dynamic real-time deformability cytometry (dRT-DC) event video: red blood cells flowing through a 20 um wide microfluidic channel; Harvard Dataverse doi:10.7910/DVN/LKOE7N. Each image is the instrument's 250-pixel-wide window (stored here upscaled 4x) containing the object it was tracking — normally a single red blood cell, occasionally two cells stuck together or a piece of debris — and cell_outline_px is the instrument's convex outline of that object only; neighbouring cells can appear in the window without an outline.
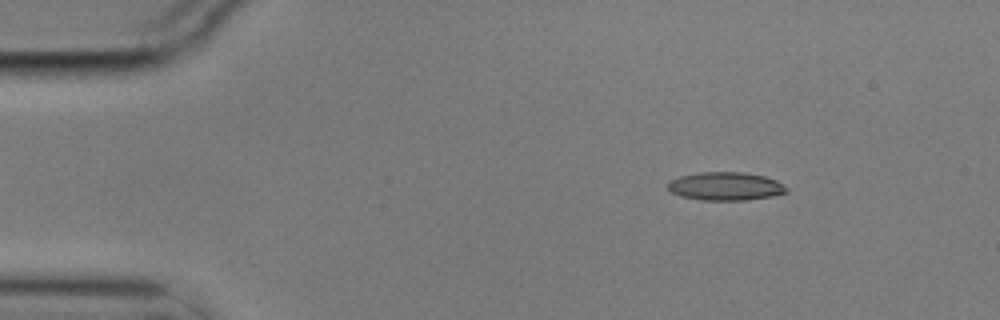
{"species": "common noctule bat (a hibernating species)", "species_latin": "Nyctalus noctula", "temperature_condition": "cold", "stored_images_in_passage": 8, "camera_frame_rate_fps": 3000, "um_per_image_px": 0.085, "animal": {"sex": "male", "body_mass_g": 17.9}, "frame": {"image": 1, "passage_image": 2, "time_ms": 0.333, "image_size_px": [1000, 320], "cell_outline_px": [[788, 192], [772, 196], [744, 200], [700, 200], [680, 196], [672, 192], [668, 188], [668, 184], [672, 180], [680, 176], [700, 172], [744, 172], [764, 176], [776, 180], [788, 188]], "centroid_in_image_um": [61.69, 15.83], "position_along_channel_um": 23.3, "area_um2": 19.48}}
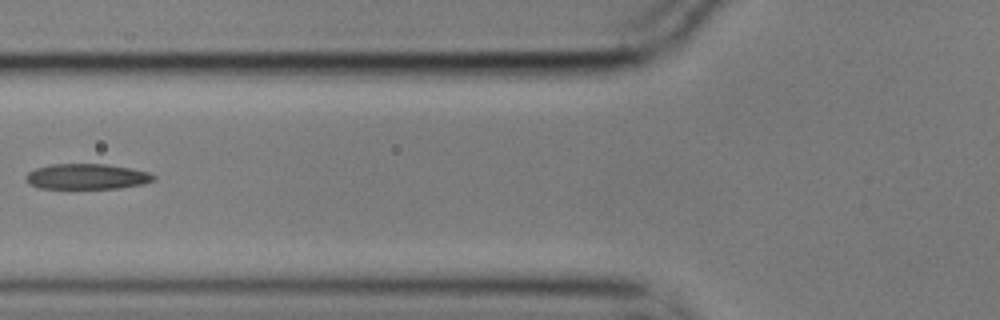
{"frame": {"image": 2, "passage_image": 6, "time_ms": 1.667, "image_size_px": [1000, 320], "cell_outline_px": [[156, 180], [144, 184], [120, 188], [40, 188], [24, 180], [24, 176], [28, 172], [36, 168], [52, 164], [108, 164], [132, 168], [148, 172], [156, 176]], "centroid_in_image_um": [7.42, 15.0], "position_along_channel_um": 118.4, "area_um2": 19.07}}
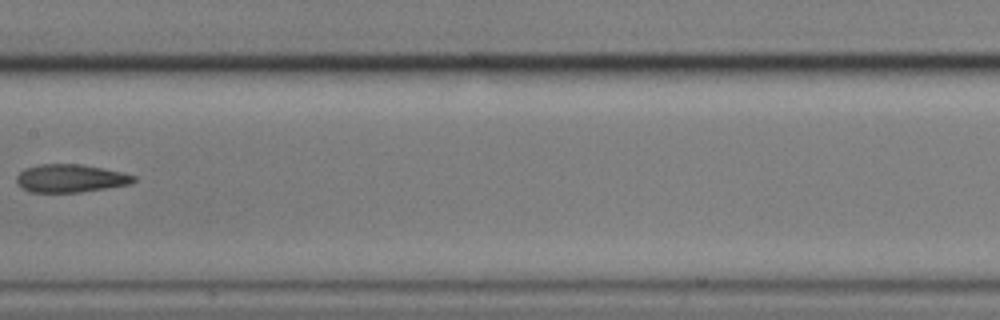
{"frame": {"image": 3, "passage_image": 8, "time_ms": 2.333, "image_size_px": [1000, 320], "cell_outline_px": [[136, 180], [128, 184], [80, 192], [28, 192], [16, 184], [16, 176], [24, 168], [40, 164], [80, 164], [120, 172], [136, 176]], "centroid_in_image_um": [5.91, 15.16], "position_along_channel_um": 201.5, "area_um2": 18.96}}